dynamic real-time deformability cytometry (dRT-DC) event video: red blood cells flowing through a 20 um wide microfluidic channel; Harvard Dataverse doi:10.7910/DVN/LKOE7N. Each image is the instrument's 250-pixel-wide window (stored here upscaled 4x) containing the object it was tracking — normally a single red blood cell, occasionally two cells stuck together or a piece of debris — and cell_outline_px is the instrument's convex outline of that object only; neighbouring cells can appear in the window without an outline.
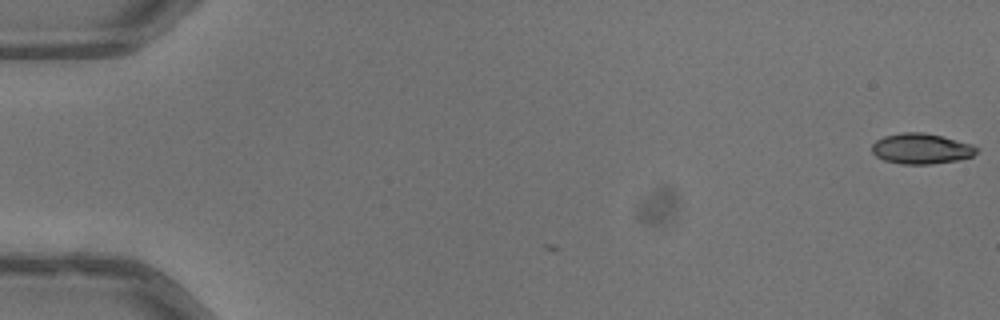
{"species": "common noctule bat (a hibernating species)", "species_latin": "Nyctalus noctula", "temperature_condition": "warm", "stored_images_in_passage": 4, "camera_frame_rate_fps": 3000, "um_per_image_px": 0.085, "animal": {"sex": "male", "body_mass_g": 13.3}, "frame": {"image": 1, "passage_image": 4, "time_ms": 1.0, "image_size_px": [1000, 320], "cell_outline_px": [[980, 148], [972, 156], [956, 160], [932, 164], [900, 164], [884, 160], [876, 156], [872, 152], [872, 144], [876, 140], [884, 136], [900, 132], [924, 132], [972, 144]], "centroid_in_image_um": [78.28, 12.63], "position_along_channel_um": 6.7, "area_um2": 18.61}}